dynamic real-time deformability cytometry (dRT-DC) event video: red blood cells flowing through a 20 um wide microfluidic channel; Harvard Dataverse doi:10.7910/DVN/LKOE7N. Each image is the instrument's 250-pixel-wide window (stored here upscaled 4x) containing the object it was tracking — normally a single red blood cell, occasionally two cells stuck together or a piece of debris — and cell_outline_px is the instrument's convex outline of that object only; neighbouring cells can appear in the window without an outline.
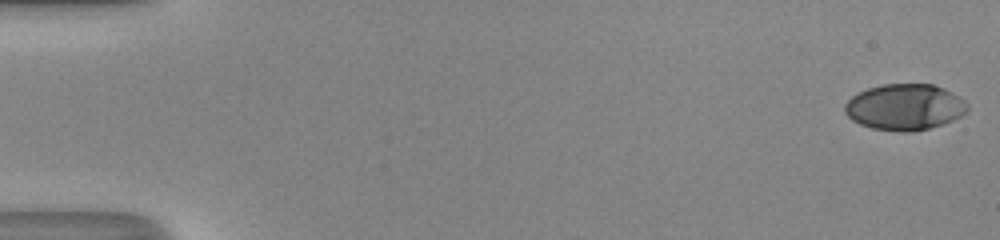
{"species": "human", "species_latin": "Homo sapiens", "temperature_condition": "room temperature", "stored_images_in_passage": 45, "camera_frame_rate_fps": 3000, "um_per_image_px": 0.085, "donor": {"sex": "male"}, "frame": {"image": 1, "passage_image": 1, "time_ms": 0.0, "image_size_px": [1000, 240], "cell_outline_px": [[968, 112], [952, 120], [928, 128], [912, 132], [900, 132], [872, 128], [860, 124], [852, 120], [844, 112], [844, 104], [852, 96], [868, 88], [884, 84], [932, 84], [944, 88], [964, 100], [968, 104]], "centroid_in_image_um": [76.89, 9.1], "position_along_channel_um": 8.1, "area_um2": 32.89}}
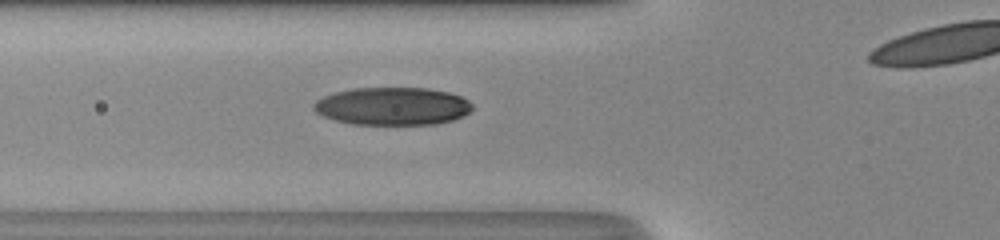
{"frame": {"image": 2, "passage_image": 20, "time_ms": 6.333, "image_size_px": [1000, 240], "cell_outline_px": [[472, 108], [464, 116], [452, 120], [436, 124], [352, 124], [336, 120], [324, 116], [316, 112], [312, 108], [312, 104], [316, 100], [332, 92], [352, 88], [428, 88], [448, 92], [460, 96], [468, 100], [472, 104]], "centroid_in_image_um": [33.34, 9.02], "position_along_channel_um": 92.5, "area_um2": 35.03}}
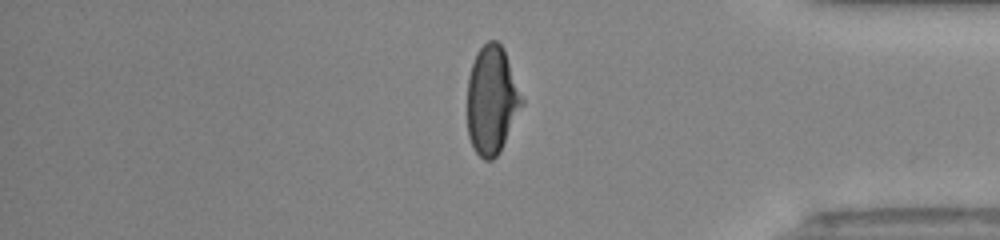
{"frame": {"image": 3, "passage_image": 43, "time_ms": 14.0, "image_size_px": [1000, 240], "cell_outline_px": [[524, 104], [500, 152], [492, 160], [484, 160], [476, 152], [468, 136], [468, 76], [476, 52], [488, 40], [496, 40], [504, 48], [524, 100]], "centroid_in_image_um": [41.82, 8.5], "position_along_channel_um": 393.4, "area_um2": 34.56}, "authors_computed_cell_mechanics": {"area_um2": 34.1598, "velocity_mm_per_s": 4.2219, "shape_relaxation_time_tau1_ms": 4.5827, "shape_relaxation_time_tau2_ms": 1.3152, "deformation_change_tau1": 0.2077, "deformation_change_tau2": 0.0544}}